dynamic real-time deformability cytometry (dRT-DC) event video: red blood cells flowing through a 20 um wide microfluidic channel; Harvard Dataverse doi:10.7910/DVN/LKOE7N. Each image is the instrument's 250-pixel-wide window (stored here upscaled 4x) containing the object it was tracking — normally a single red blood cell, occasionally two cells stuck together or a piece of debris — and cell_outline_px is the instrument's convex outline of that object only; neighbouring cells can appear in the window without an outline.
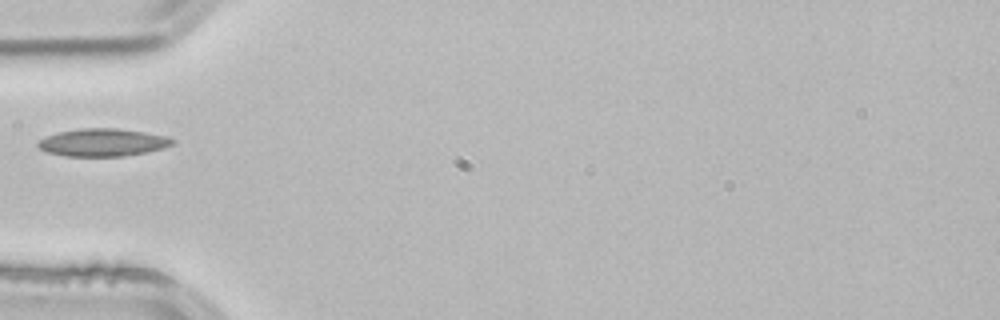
{"species": "common noctule bat (a hibernating species)", "species_latin": "Nyctalus noctula", "temperature_condition": "room temperature", "stored_images_in_passage": 3, "camera_frame_rate_fps": 3000, "um_per_image_px": 0.085, "animal": {"sex": "male", "body_mass_g": 21.5, "forearm_length_mm": 52.0}, "frame": {"image": 1, "passage_image": 3, "time_ms": 0.667, "image_size_px": [1000, 320], "cell_outline_px": [[176, 144], [164, 148], [148, 152], [124, 156], [64, 156], [44, 152], [36, 148], [36, 144], [40, 140], [56, 132], [80, 128], [116, 128], [144, 132], [164, 136], [176, 140]], "centroid_in_image_um": [8.71, 12.11], "position_along_channel_um": 76.3, "area_um2": 21.96}}